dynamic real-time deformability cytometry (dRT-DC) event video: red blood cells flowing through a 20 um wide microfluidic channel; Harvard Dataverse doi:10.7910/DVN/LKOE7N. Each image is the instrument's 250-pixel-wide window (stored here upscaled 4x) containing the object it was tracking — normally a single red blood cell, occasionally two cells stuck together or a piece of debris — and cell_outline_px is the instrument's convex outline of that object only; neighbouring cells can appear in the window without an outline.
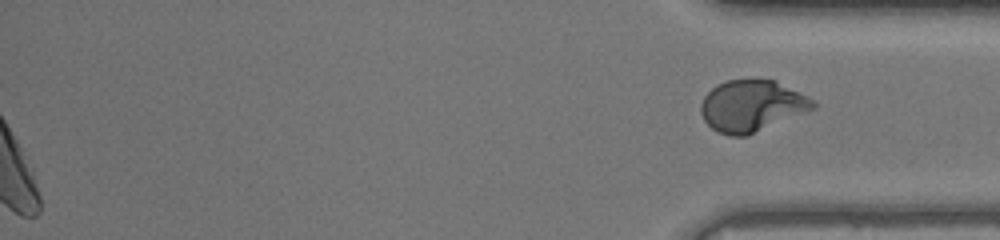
{"species": "human", "species_latin": "Homo sapiens", "temperature_condition": "room temperature", "stored_images_in_passage": 43, "segment_of_instrument_passage": [2, 2], "camera_frame_rate_fps": 3000, "um_per_image_px": 0.085, "donor": {"sex": "male"}, "frame": {"image": 1, "passage_image": 43, "time_ms": 14.0, "image_size_px": [1000, 240], "cell_outline_px": [[816, 108], [744, 136], [728, 136], [716, 132], [704, 120], [700, 112], [700, 104], [704, 96], [716, 84], [728, 80], [776, 80], [808, 96], [816, 104]], "centroid_in_image_um": [63.87, 8.99], "position_along_channel_um": 371.3, "area_um2": 33.41}}